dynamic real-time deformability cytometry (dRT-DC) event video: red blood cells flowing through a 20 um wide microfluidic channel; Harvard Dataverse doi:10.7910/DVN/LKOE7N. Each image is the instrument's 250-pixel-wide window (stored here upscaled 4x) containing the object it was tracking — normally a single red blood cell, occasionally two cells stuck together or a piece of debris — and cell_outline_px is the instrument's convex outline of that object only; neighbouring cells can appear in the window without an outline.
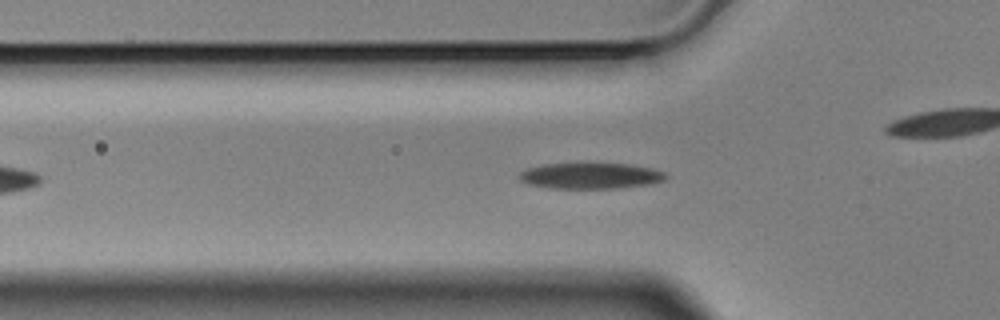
{"species": "Egyptian fruit bat (a non-hibernating species)", "species_latin": "Rousettus aegyptiacus", "temperature_condition": "cold", "stored_images_in_passage": 48, "camera_frame_rate_fps": 3000, "um_per_image_px": 0.085, "animal": {"sex": "male"}, "frame": {"image": 1, "passage_image": 13, "time_ms": 4.0, "image_size_px": [1000, 320], "cell_outline_px": [[668, 176], [664, 180], [652, 184], [616, 188], [548, 188], [528, 184], [520, 180], [516, 176], [520, 172], [528, 168], [544, 164], [628, 164], [652, 168], [664, 172]], "centroid_in_image_um": [50.19, 14.95], "position_along_channel_um": 75.6, "area_um2": 22.08}}
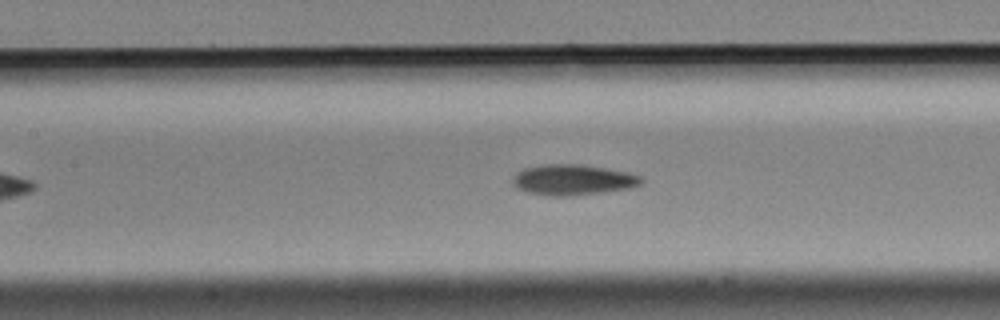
{"frame": {"image": 2, "passage_image": 20, "time_ms": 6.333, "image_size_px": [1000, 320], "cell_outline_px": [[644, 180], [640, 184], [628, 188], [568, 196], [552, 196], [528, 192], [512, 184], [512, 176], [516, 172], [524, 168], [544, 164], [580, 164], [628, 172], [640, 176]], "centroid_in_image_um": [48.65, 15.27], "position_along_channel_um": 158.7, "area_um2": 22.66}}
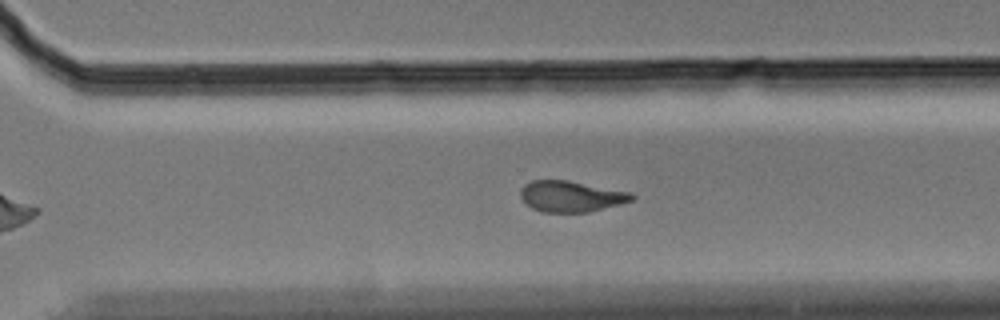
{"frame": {"image": 3, "passage_image": 34, "time_ms": 11.0, "image_size_px": [1000, 320], "cell_outline_px": [[636, 196], [632, 200], [620, 204], [588, 212], [544, 212], [532, 208], [520, 196], [520, 188], [524, 184], [532, 180], [568, 180], [632, 192]], "centroid_in_image_um": [48.55, 16.68], "position_along_channel_um": 322.1, "area_um2": 20.11}, "authors_computed_cell_mechanics": {"area_um2": 21.2126, "velocity_mm_per_s": 3.5127, "shape_relaxation_time_tau1_ms": 3.4949, "shape_relaxation_time_tau2_ms": 4.0686, "deformation_change_tau1": 0.1563, "deformation_change_tau2": 0.1202}}